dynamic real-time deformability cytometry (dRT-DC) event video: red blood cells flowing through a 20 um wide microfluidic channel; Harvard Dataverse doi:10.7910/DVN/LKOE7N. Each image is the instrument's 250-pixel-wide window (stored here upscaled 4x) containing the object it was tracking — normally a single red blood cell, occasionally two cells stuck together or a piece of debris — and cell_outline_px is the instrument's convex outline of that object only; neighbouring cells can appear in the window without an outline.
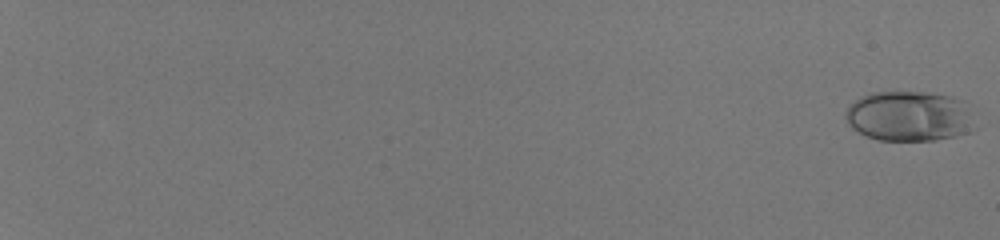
{"species": "human", "species_latin": "Homo sapiens", "temperature_condition": "room temperature", "stored_images_in_passage": 56, "camera_frame_rate_fps": 3000, "um_per_image_px": 0.085, "donor": {"sex": "male"}, "frame": {"image": 1, "passage_image": 1, "time_ms": 0.0, "image_size_px": [1000, 240], "cell_outline_px": [[976, 128], [972, 132], [956, 136], [936, 140], [876, 140], [856, 132], [848, 124], [844, 116], [844, 112], [848, 104], [860, 96], [872, 92], [924, 92], [952, 96], [964, 100]], "centroid_in_image_um": [77.26, 9.88], "position_along_channel_um": 7.7, "area_um2": 38.49}}
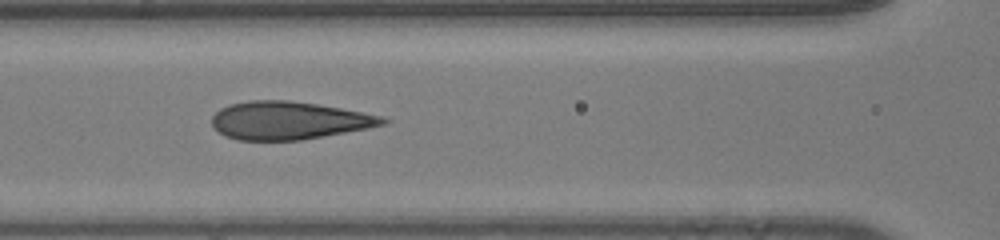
{"frame": {"image": 2, "passage_image": 32, "time_ms": 10.333, "image_size_px": [1000, 240], "cell_outline_px": [[392, 120], [388, 124], [368, 128], [300, 140], [236, 140], [224, 136], [212, 124], [212, 116], [220, 108], [228, 104], [248, 100], [288, 100], [316, 104], [340, 108], [384, 116]], "centroid_in_image_um": [24.56, 10.23], "position_along_channel_um": 142.0, "area_um2": 37.86}}
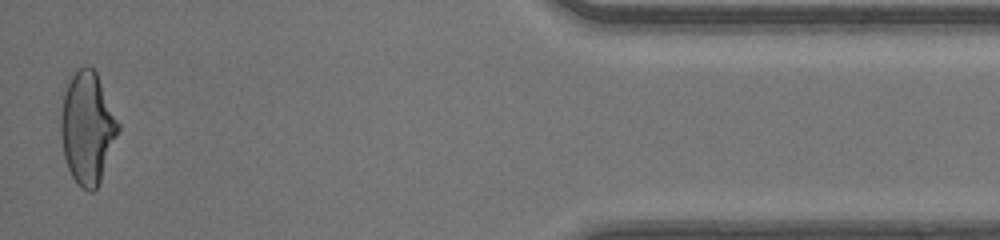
{"frame": {"image": 3, "passage_image": 56, "time_ms": 18.333, "image_size_px": [1000, 240], "cell_outline_px": [[120, 128], [100, 180], [96, 188], [92, 192], [88, 192], [80, 188], [72, 176], [68, 168], [64, 156], [60, 136], [60, 116], [64, 92], [76, 68], [84, 64], [88, 64], [96, 72], [120, 124]], "centroid_in_image_um": [7.41, 10.85], "position_along_channel_um": 427.8, "area_um2": 37.45}, "authors_computed_cell_mechanics": {"area_um2": 37.9457, "velocity_mm_per_s": 4.192, "shape_relaxation_time_tau1_ms": 7.3202, "shape_relaxation_time_tau2_ms": null, "deformation_change_tau1": 0.2392, "deformation_change_tau2": null}}